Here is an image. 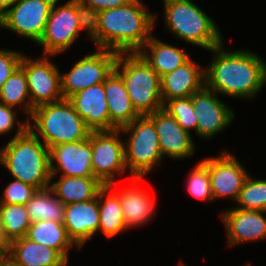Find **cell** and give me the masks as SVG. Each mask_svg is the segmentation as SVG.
Masks as SVG:
<instances>
[{"instance_id":"cb8c5ba5","label":"cell","mask_w":266,"mask_h":266,"mask_svg":"<svg viewBox=\"0 0 266 266\" xmlns=\"http://www.w3.org/2000/svg\"><path fill=\"white\" fill-rule=\"evenodd\" d=\"M149 51V53H147ZM147 51V52H146ZM161 77L174 71L190 59L186 51L151 36L138 52Z\"/></svg>"},{"instance_id":"f35d334b","label":"cell","mask_w":266,"mask_h":266,"mask_svg":"<svg viewBox=\"0 0 266 266\" xmlns=\"http://www.w3.org/2000/svg\"><path fill=\"white\" fill-rule=\"evenodd\" d=\"M10 244H11V242L9 241V239L5 235L4 227H3L2 221H1V214H0V250L4 254L8 253L9 249H10Z\"/></svg>"},{"instance_id":"d4e9b609","label":"cell","mask_w":266,"mask_h":266,"mask_svg":"<svg viewBox=\"0 0 266 266\" xmlns=\"http://www.w3.org/2000/svg\"><path fill=\"white\" fill-rule=\"evenodd\" d=\"M51 184L49 188L64 205L92 200L104 187L94 176H61Z\"/></svg>"},{"instance_id":"e0dca14e","label":"cell","mask_w":266,"mask_h":266,"mask_svg":"<svg viewBox=\"0 0 266 266\" xmlns=\"http://www.w3.org/2000/svg\"><path fill=\"white\" fill-rule=\"evenodd\" d=\"M68 100L91 131H110V114L103 83L80 90Z\"/></svg>"},{"instance_id":"2e32d148","label":"cell","mask_w":266,"mask_h":266,"mask_svg":"<svg viewBox=\"0 0 266 266\" xmlns=\"http://www.w3.org/2000/svg\"><path fill=\"white\" fill-rule=\"evenodd\" d=\"M154 122L162 155L183 159L194 154L195 145L190 132L185 131L165 110L148 115Z\"/></svg>"},{"instance_id":"5bb4252c","label":"cell","mask_w":266,"mask_h":266,"mask_svg":"<svg viewBox=\"0 0 266 266\" xmlns=\"http://www.w3.org/2000/svg\"><path fill=\"white\" fill-rule=\"evenodd\" d=\"M197 118L196 133L203 138H212L223 131L233 120L234 113L219 98L217 93L204 86L191 95Z\"/></svg>"},{"instance_id":"1f68e13d","label":"cell","mask_w":266,"mask_h":266,"mask_svg":"<svg viewBox=\"0 0 266 266\" xmlns=\"http://www.w3.org/2000/svg\"><path fill=\"white\" fill-rule=\"evenodd\" d=\"M165 110L170 116L174 117L177 123L187 132L193 129L196 133L197 118L191 101V96L173 98L163 104Z\"/></svg>"},{"instance_id":"ab89813d","label":"cell","mask_w":266,"mask_h":266,"mask_svg":"<svg viewBox=\"0 0 266 266\" xmlns=\"http://www.w3.org/2000/svg\"><path fill=\"white\" fill-rule=\"evenodd\" d=\"M0 266H20V265L9 255V253H6L0 258Z\"/></svg>"},{"instance_id":"f546056e","label":"cell","mask_w":266,"mask_h":266,"mask_svg":"<svg viewBox=\"0 0 266 266\" xmlns=\"http://www.w3.org/2000/svg\"><path fill=\"white\" fill-rule=\"evenodd\" d=\"M0 214L5 235L10 242L27 235L31 221L26 205L0 204Z\"/></svg>"},{"instance_id":"4fadbf2b","label":"cell","mask_w":266,"mask_h":266,"mask_svg":"<svg viewBox=\"0 0 266 266\" xmlns=\"http://www.w3.org/2000/svg\"><path fill=\"white\" fill-rule=\"evenodd\" d=\"M201 162L208 168L214 200L230 197L236 202L249 176L236 157L228 151H223L221 155L206 158Z\"/></svg>"},{"instance_id":"d6a6232c","label":"cell","mask_w":266,"mask_h":266,"mask_svg":"<svg viewBox=\"0 0 266 266\" xmlns=\"http://www.w3.org/2000/svg\"><path fill=\"white\" fill-rule=\"evenodd\" d=\"M187 181V189L193 197L205 201L214 199L208 168L201 161L190 172Z\"/></svg>"},{"instance_id":"8d00e7d4","label":"cell","mask_w":266,"mask_h":266,"mask_svg":"<svg viewBox=\"0 0 266 266\" xmlns=\"http://www.w3.org/2000/svg\"><path fill=\"white\" fill-rule=\"evenodd\" d=\"M16 112L13 107L0 103V134L10 132L15 125Z\"/></svg>"},{"instance_id":"60d3db41","label":"cell","mask_w":266,"mask_h":266,"mask_svg":"<svg viewBox=\"0 0 266 266\" xmlns=\"http://www.w3.org/2000/svg\"><path fill=\"white\" fill-rule=\"evenodd\" d=\"M17 0H0V16L3 15Z\"/></svg>"},{"instance_id":"ac0fdd59","label":"cell","mask_w":266,"mask_h":266,"mask_svg":"<svg viewBox=\"0 0 266 266\" xmlns=\"http://www.w3.org/2000/svg\"><path fill=\"white\" fill-rule=\"evenodd\" d=\"M266 211L231 208L220 214L228 233V246L266 239Z\"/></svg>"},{"instance_id":"52a82bcc","label":"cell","mask_w":266,"mask_h":266,"mask_svg":"<svg viewBox=\"0 0 266 266\" xmlns=\"http://www.w3.org/2000/svg\"><path fill=\"white\" fill-rule=\"evenodd\" d=\"M119 129L121 134L131 133L124 142L126 168L132 177L143 178L163 158L154 122L144 115Z\"/></svg>"},{"instance_id":"b9f144b4","label":"cell","mask_w":266,"mask_h":266,"mask_svg":"<svg viewBox=\"0 0 266 266\" xmlns=\"http://www.w3.org/2000/svg\"><path fill=\"white\" fill-rule=\"evenodd\" d=\"M4 255V253L0 250V258Z\"/></svg>"},{"instance_id":"44dd1931","label":"cell","mask_w":266,"mask_h":266,"mask_svg":"<svg viewBox=\"0 0 266 266\" xmlns=\"http://www.w3.org/2000/svg\"><path fill=\"white\" fill-rule=\"evenodd\" d=\"M103 84L110 114V130L119 129L140 116L132 105L123 79L115 70Z\"/></svg>"},{"instance_id":"484cf974","label":"cell","mask_w":266,"mask_h":266,"mask_svg":"<svg viewBox=\"0 0 266 266\" xmlns=\"http://www.w3.org/2000/svg\"><path fill=\"white\" fill-rule=\"evenodd\" d=\"M115 184L104 186L98 192V231L101 230L108 238H112L127 230L119 197L113 192L109 194V191H111ZM102 199L105 200L103 201Z\"/></svg>"},{"instance_id":"83f0119b","label":"cell","mask_w":266,"mask_h":266,"mask_svg":"<svg viewBox=\"0 0 266 266\" xmlns=\"http://www.w3.org/2000/svg\"><path fill=\"white\" fill-rule=\"evenodd\" d=\"M53 195L54 193L49 187L40 189L27 202L26 210L31 223L42 220L64 222L65 205Z\"/></svg>"},{"instance_id":"6da1fadb","label":"cell","mask_w":266,"mask_h":266,"mask_svg":"<svg viewBox=\"0 0 266 266\" xmlns=\"http://www.w3.org/2000/svg\"><path fill=\"white\" fill-rule=\"evenodd\" d=\"M211 51L213 61L205 69V86L217 94L251 98L266 84V62L248 50L226 51L223 43Z\"/></svg>"},{"instance_id":"277c9868","label":"cell","mask_w":266,"mask_h":266,"mask_svg":"<svg viewBox=\"0 0 266 266\" xmlns=\"http://www.w3.org/2000/svg\"><path fill=\"white\" fill-rule=\"evenodd\" d=\"M33 126H32V121ZM29 129L48 147L87 140L91 130L68 99L43 104L33 109ZM31 121V123H30ZM36 128V131H34Z\"/></svg>"},{"instance_id":"30bf717a","label":"cell","mask_w":266,"mask_h":266,"mask_svg":"<svg viewBox=\"0 0 266 266\" xmlns=\"http://www.w3.org/2000/svg\"><path fill=\"white\" fill-rule=\"evenodd\" d=\"M56 0H17L0 16V27L38 43Z\"/></svg>"},{"instance_id":"4dcf8cb0","label":"cell","mask_w":266,"mask_h":266,"mask_svg":"<svg viewBox=\"0 0 266 266\" xmlns=\"http://www.w3.org/2000/svg\"><path fill=\"white\" fill-rule=\"evenodd\" d=\"M236 202L241 210L266 211V180L249 175Z\"/></svg>"},{"instance_id":"d590c367","label":"cell","mask_w":266,"mask_h":266,"mask_svg":"<svg viewBox=\"0 0 266 266\" xmlns=\"http://www.w3.org/2000/svg\"><path fill=\"white\" fill-rule=\"evenodd\" d=\"M16 51L0 49V90L3 84L20 66L23 55Z\"/></svg>"},{"instance_id":"7c38bea8","label":"cell","mask_w":266,"mask_h":266,"mask_svg":"<svg viewBox=\"0 0 266 266\" xmlns=\"http://www.w3.org/2000/svg\"><path fill=\"white\" fill-rule=\"evenodd\" d=\"M44 56L33 60L23 55L20 63L27 78L30 103L33 108L64 99L61 92V73L48 59L49 55Z\"/></svg>"},{"instance_id":"ffe728a7","label":"cell","mask_w":266,"mask_h":266,"mask_svg":"<svg viewBox=\"0 0 266 266\" xmlns=\"http://www.w3.org/2000/svg\"><path fill=\"white\" fill-rule=\"evenodd\" d=\"M191 58L174 71L160 77L163 104L173 98L191 96L205 86V70Z\"/></svg>"},{"instance_id":"f1b7e54d","label":"cell","mask_w":266,"mask_h":266,"mask_svg":"<svg viewBox=\"0 0 266 266\" xmlns=\"http://www.w3.org/2000/svg\"><path fill=\"white\" fill-rule=\"evenodd\" d=\"M27 98L30 99L27 78L24 70L19 66L3 84L0 90V103L10 107L25 104L23 110L28 113V118H30L34 108L31 106L30 100L26 101Z\"/></svg>"},{"instance_id":"e575fe53","label":"cell","mask_w":266,"mask_h":266,"mask_svg":"<svg viewBox=\"0 0 266 266\" xmlns=\"http://www.w3.org/2000/svg\"><path fill=\"white\" fill-rule=\"evenodd\" d=\"M77 17L79 21L78 23L80 32L81 30L86 29L89 37L97 45L99 11H97L90 5L77 1Z\"/></svg>"},{"instance_id":"9a60e30c","label":"cell","mask_w":266,"mask_h":266,"mask_svg":"<svg viewBox=\"0 0 266 266\" xmlns=\"http://www.w3.org/2000/svg\"><path fill=\"white\" fill-rule=\"evenodd\" d=\"M49 160L51 180L59 171L62 173L61 176H93L90 135L87 140L50 147ZM55 160L57 167L54 165Z\"/></svg>"},{"instance_id":"3957f363","label":"cell","mask_w":266,"mask_h":266,"mask_svg":"<svg viewBox=\"0 0 266 266\" xmlns=\"http://www.w3.org/2000/svg\"><path fill=\"white\" fill-rule=\"evenodd\" d=\"M13 138L0 149V165L14 179L36 187L48 188L51 183L49 148L29 129V121H18Z\"/></svg>"},{"instance_id":"ba28073f","label":"cell","mask_w":266,"mask_h":266,"mask_svg":"<svg viewBox=\"0 0 266 266\" xmlns=\"http://www.w3.org/2000/svg\"><path fill=\"white\" fill-rule=\"evenodd\" d=\"M87 54L72 69L61 74V92L64 99L90 86L104 83L115 67L118 53L107 49Z\"/></svg>"},{"instance_id":"7a4b0ae2","label":"cell","mask_w":266,"mask_h":266,"mask_svg":"<svg viewBox=\"0 0 266 266\" xmlns=\"http://www.w3.org/2000/svg\"><path fill=\"white\" fill-rule=\"evenodd\" d=\"M145 9L140 0H131L126 5L99 11L97 49L139 52L152 36L157 16Z\"/></svg>"},{"instance_id":"7402d4cb","label":"cell","mask_w":266,"mask_h":266,"mask_svg":"<svg viewBox=\"0 0 266 266\" xmlns=\"http://www.w3.org/2000/svg\"><path fill=\"white\" fill-rule=\"evenodd\" d=\"M140 180L141 178L132 177L130 188H123L115 193L119 197L127 229L144 225L155 214V200L146 191L134 187Z\"/></svg>"},{"instance_id":"4316f807","label":"cell","mask_w":266,"mask_h":266,"mask_svg":"<svg viewBox=\"0 0 266 266\" xmlns=\"http://www.w3.org/2000/svg\"><path fill=\"white\" fill-rule=\"evenodd\" d=\"M26 237L48 248L57 250L67 261L69 258L68 251L73 245L76 246L68 237L63 223L51 220L32 222Z\"/></svg>"},{"instance_id":"9c48e42d","label":"cell","mask_w":266,"mask_h":266,"mask_svg":"<svg viewBox=\"0 0 266 266\" xmlns=\"http://www.w3.org/2000/svg\"><path fill=\"white\" fill-rule=\"evenodd\" d=\"M120 129L91 131L92 172L104 186L117 183L116 173L126 170L124 143L119 139ZM115 174V175H114Z\"/></svg>"},{"instance_id":"836d02e7","label":"cell","mask_w":266,"mask_h":266,"mask_svg":"<svg viewBox=\"0 0 266 266\" xmlns=\"http://www.w3.org/2000/svg\"><path fill=\"white\" fill-rule=\"evenodd\" d=\"M37 190L38 189L32 185L14 179L13 182H10L6 186L2 196L3 199H0L2 200L0 204L26 205Z\"/></svg>"},{"instance_id":"603a6c76","label":"cell","mask_w":266,"mask_h":266,"mask_svg":"<svg viewBox=\"0 0 266 266\" xmlns=\"http://www.w3.org/2000/svg\"><path fill=\"white\" fill-rule=\"evenodd\" d=\"M8 253L20 266H66L68 262L57 250L26 236L11 241Z\"/></svg>"},{"instance_id":"5b68a950","label":"cell","mask_w":266,"mask_h":266,"mask_svg":"<svg viewBox=\"0 0 266 266\" xmlns=\"http://www.w3.org/2000/svg\"><path fill=\"white\" fill-rule=\"evenodd\" d=\"M114 70L123 79L132 105L140 116L163 109L160 76L138 52L118 53Z\"/></svg>"},{"instance_id":"8992f818","label":"cell","mask_w":266,"mask_h":266,"mask_svg":"<svg viewBox=\"0 0 266 266\" xmlns=\"http://www.w3.org/2000/svg\"><path fill=\"white\" fill-rule=\"evenodd\" d=\"M165 23L177 38L206 50L223 42L212 18L190 0H163Z\"/></svg>"},{"instance_id":"74e56055","label":"cell","mask_w":266,"mask_h":266,"mask_svg":"<svg viewBox=\"0 0 266 266\" xmlns=\"http://www.w3.org/2000/svg\"><path fill=\"white\" fill-rule=\"evenodd\" d=\"M83 4L90 5L97 11H104L126 5L131 0H77Z\"/></svg>"},{"instance_id":"d6986e66","label":"cell","mask_w":266,"mask_h":266,"mask_svg":"<svg viewBox=\"0 0 266 266\" xmlns=\"http://www.w3.org/2000/svg\"><path fill=\"white\" fill-rule=\"evenodd\" d=\"M68 237L81 249L98 232V195L92 200L65 205L64 222Z\"/></svg>"},{"instance_id":"8fae6325","label":"cell","mask_w":266,"mask_h":266,"mask_svg":"<svg viewBox=\"0 0 266 266\" xmlns=\"http://www.w3.org/2000/svg\"><path fill=\"white\" fill-rule=\"evenodd\" d=\"M58 1L60 0H56L52 5L44 34L38 42L43 46L44 54L49 57L66 51L80 33L77 0H69L57 7Z\"/></svg>"}]
</instances>
